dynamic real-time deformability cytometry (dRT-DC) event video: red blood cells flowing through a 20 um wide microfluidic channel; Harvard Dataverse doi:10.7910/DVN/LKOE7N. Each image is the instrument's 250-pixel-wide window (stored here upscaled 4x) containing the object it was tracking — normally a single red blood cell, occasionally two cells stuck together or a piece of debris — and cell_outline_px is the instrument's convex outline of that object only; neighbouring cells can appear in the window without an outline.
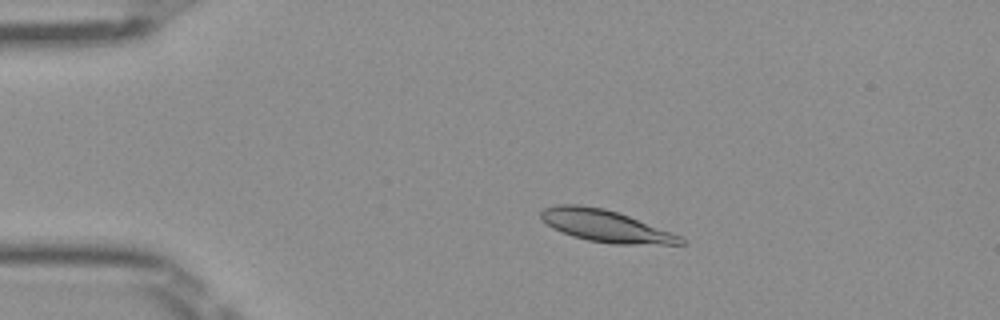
{"species": "Egyptian fruit bat (a non-hibernating species)", "species_latin": "Rousettus aegyptiacus", "temperature_condition": "room temperature", "stored_images_in_passage": 51, "camera_frame_rate_fps": 3000, "um_per_image_px": 0.085, "frame": {"image": 1, "passage_image": 11, "time_ms": 3.333, "image_size_px": [1000, 320], "cell_outline_px": [[684, 244], [612, 244], [588, 240], [572, 236], [552, 228], [540, 220], [540, 212], [544, 208], [560, 204], [580, 204], [604, 208], [628, 216], [680, 236], [684, 240]], "centroid_in_image_um": [51.38, 19.2], "position_along_channel_um": 33.6, "area_um2": 25.72}}
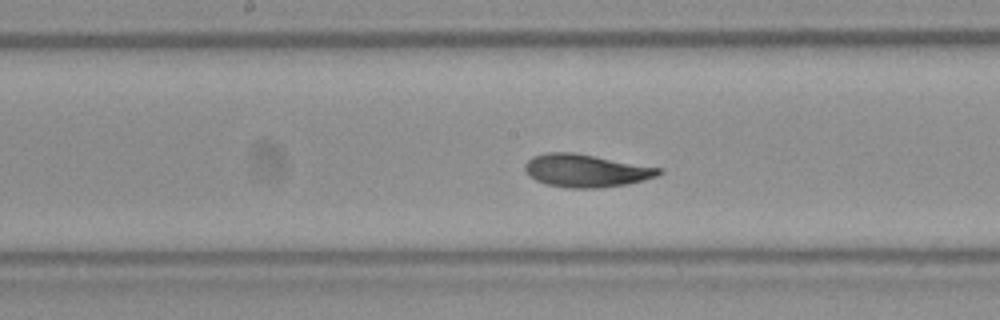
{"frame": {"image": 2, "passage_image": 27, "time_ms": 8.667, "image_size_px": [1000, 320], "cell_outline_px": [[664, 172], [656, 176], [644, 180], [628, 184], [596, 188], [568, 188], [544, 184], [528, 176], [524, 168], [524, 164], [532, 156], [548, 152], [572, 152], [664, 168]], "centroid_in_image_um": [49.81, 14.5], "position_along_channel_um": 198.4, "area_um2": 25.84}}
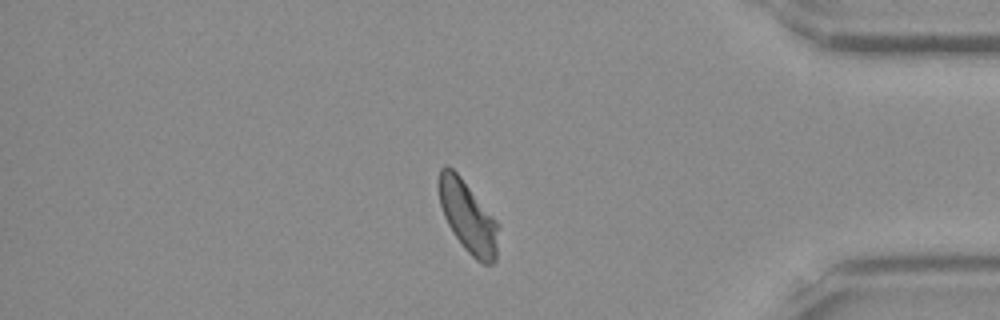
{"frame": {"image": 3, "passage_image": 44, "time_ms": 14.333, "image_size_px": [1000, 320], "cell_outline_px": [[496, 260], [492, 264], [484, 264], [476, 260], [464, 248], [452, 232], [444, 216], [440, 204], [436, 184], [440, 168], [444, 164], [452, 168], [460, 176], [496, 220]], "centroid_in_image_um": [39.7, 18.38], "position_along_channel_um": 395.5, "area_um2": 24.51}, "authors_computed_cell_mechanics": {"area_um2": 25.2586, "velocity_mm_per_s": 3.9883, "shape_relaxation_time_tau1_ms": 2.4398, "shape_relaxation_time_tau2_ms": 1.1967, "deformation_change_tau1": 0.1247, "deformation_change_tau2": 0.0457}}